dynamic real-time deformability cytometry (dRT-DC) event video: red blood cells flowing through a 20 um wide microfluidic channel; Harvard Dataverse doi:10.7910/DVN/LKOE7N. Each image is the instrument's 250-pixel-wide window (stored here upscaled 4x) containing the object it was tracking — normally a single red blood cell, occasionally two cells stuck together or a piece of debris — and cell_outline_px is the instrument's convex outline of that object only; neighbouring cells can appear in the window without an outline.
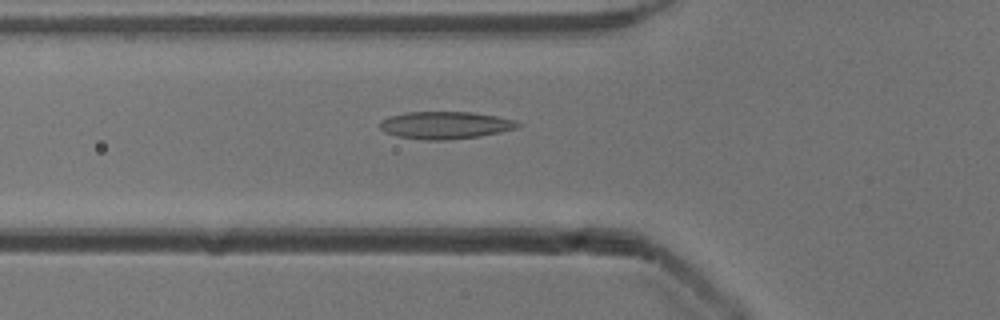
{"species": "common noctule bat (a hibernating species)", "species_latin": "Nyctalus noctula", "temperature_condition": "cold", "stored_images_in_passage": 38, "camera_frame_rate_fps": 3000, "um_per_image_px": 0.085, "animal": {"sex": "male", "body_mass_g": 13.3}, "frame": {"image": 1, "passage_image": 4, "time_ms": 1.0, "image_size_px": [1000, 320], "cell_outline_px": [[524, 124], [520, 128], [480, 136], [444, 140], [424, 140], [400, 136], [388, 132], [380, 128], [380, 120], [388, 116], [408, 112], [472, 112], [496, 116], [516, 120]], "centroid_in_image_um": [37.92, 10.63], "position_along_channel_um": 87.9, "area_um2": 22.02}}
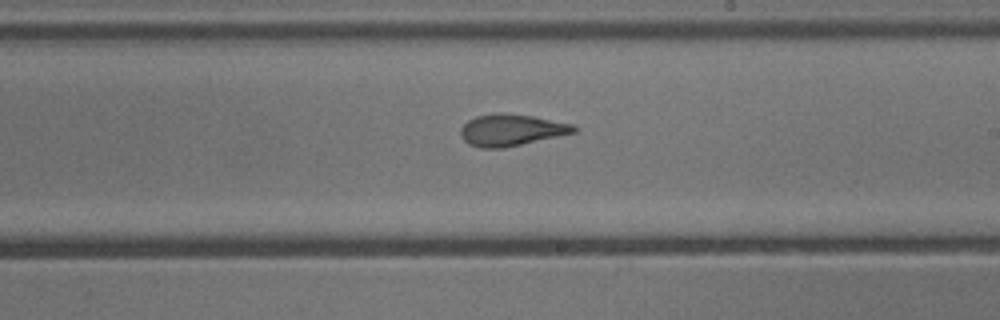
{"frame": {"image": 2, "passage_image": 16, "time_ms": 5.0, "image_size_px": [1000, 320], "cell_outline_px": [[580, 128], [576, 132], [520, 144], [500, 148], [480, 148], [468, 144], [460, 136], [460, 128], [468, 120], [476, 116], [496, 112], [500, 112], [532, 116], [572, 124]], "centroid_in_image_um": [43.42, 11.04], "position_along_channel_um": 245.6, "area_um2": 20.81}}
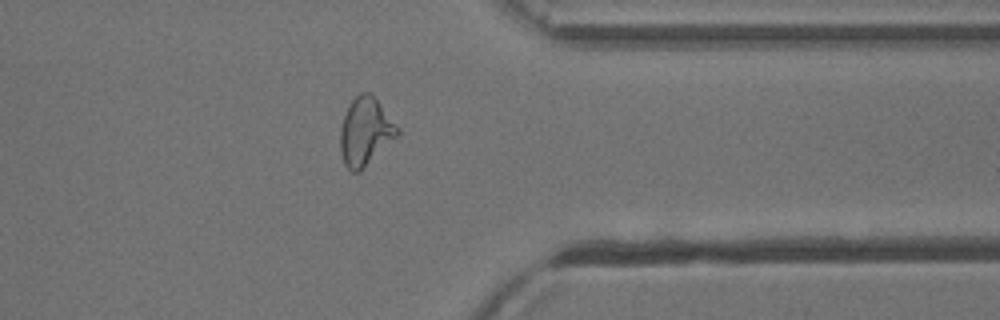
{"frame": {"image": 3, "passage_image": 27, "time_ms": 8.667, "image_size_px": [1000, 320], "cell_outline_px": [[400, 136], [360, 172], [352, 172], [344, 164], [340, 152], [340, 128], [348, 104], [360, 92], [372, 92], [400, 128]], "centroid_in_image_um": [31.09, 11.19], "position_along_channel_um": 380.3, "area_um2": 23.29}, "authors_computed_cell_mechanics": {"area_um2": 21.2415, "velocity_mm_per_s": 3.9202, "shape_relaxation_time_tau1_ms": 6.4302, "shape_relaxation_time_tau2_ms": 1.9401, "deformation_change_tau1": 0.2265, "deformation_change_tau2": 0.089}}